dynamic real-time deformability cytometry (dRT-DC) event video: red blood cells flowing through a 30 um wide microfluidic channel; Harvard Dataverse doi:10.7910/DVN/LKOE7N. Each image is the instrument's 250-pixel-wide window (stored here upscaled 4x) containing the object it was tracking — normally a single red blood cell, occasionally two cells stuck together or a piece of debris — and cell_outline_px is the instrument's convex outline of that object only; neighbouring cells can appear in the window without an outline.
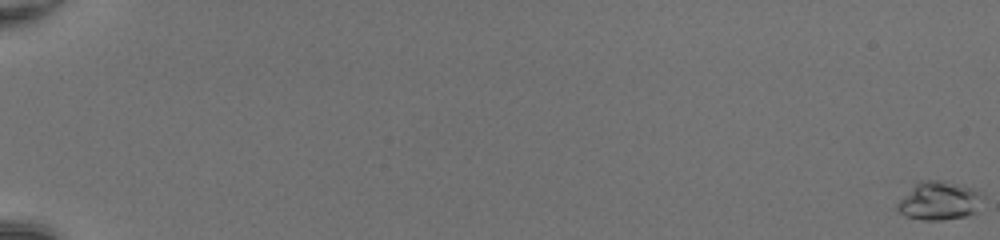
{"species": "common noctule bat (a hibernating species)", "species_latin": "Nyctalus noctula", "temperature_condition": "room temperature", "stored_images_in_passage": 35, "camera_frame_rate_fps": 3000, "um_per_image_px": 0.085, "animal": {"sex": "female", "body_mass_g": 20.0, "forearm_length_mm": 54.0}, "frame": {"image": 1, "passage_image": 1, "time_ms": 0.0, "image_size_px": [1000, 240], "cell_outline_px": [[984, 196], [976, 212], [968, 216], [940, 220], [924, 220], [904, 216], [896, 208], [896, 204], [920, 180], [944, 180], [976, 188], [984, 192]], "centroid_in_image_um": [79.9, 17.06], "position_along_channel_um": 5.1, "area_um2": 19.42}}
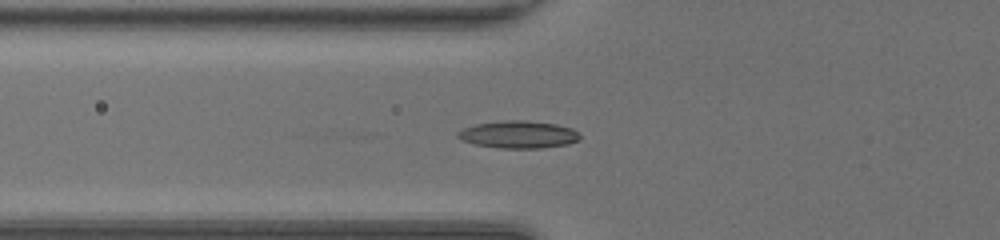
{"frame": {"image": 2, "passage_image": 23, "time_ms": 7.333, "image_size_px": [1000, 240], "cell_outline_px": [[580, 140], [568, 144], [540, 148], [500, 148], [476, 144], [464, 140], [456, 136], [456, 132], [464, 128], [476, 124], [504, 120], [524, 120], [556, 124], [572, 128], [580, 136]], "centroid_in_image_um": [44.08, 11.43], "position_along_channel_um": 81.7, "area_um2": 19.36}}
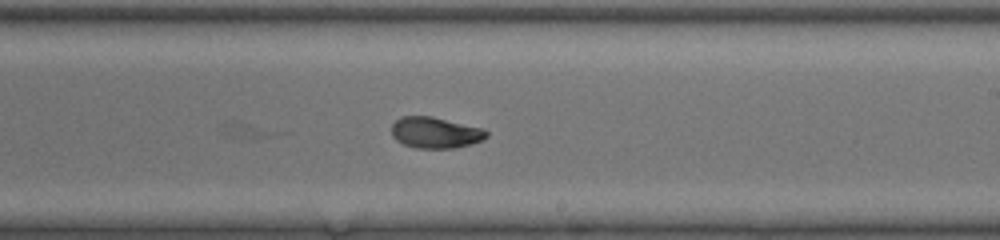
{"frame": {"image": 3, "passage_image": 35, "time_ms": 11.333, "image_size_px": [1000, 240], "cell_outline_px": [[488, 136], [480, 140], [456, 148], [416, 148], [404, 144], [396, 140], [392, 136], [392, 124], [400, 116], [432, 116], [484, 128], [488, 132]], "centroid_in_image_um": [36.99, 11.26], "position_along_channel_um": 252.0, "area_um2": 17.22}}